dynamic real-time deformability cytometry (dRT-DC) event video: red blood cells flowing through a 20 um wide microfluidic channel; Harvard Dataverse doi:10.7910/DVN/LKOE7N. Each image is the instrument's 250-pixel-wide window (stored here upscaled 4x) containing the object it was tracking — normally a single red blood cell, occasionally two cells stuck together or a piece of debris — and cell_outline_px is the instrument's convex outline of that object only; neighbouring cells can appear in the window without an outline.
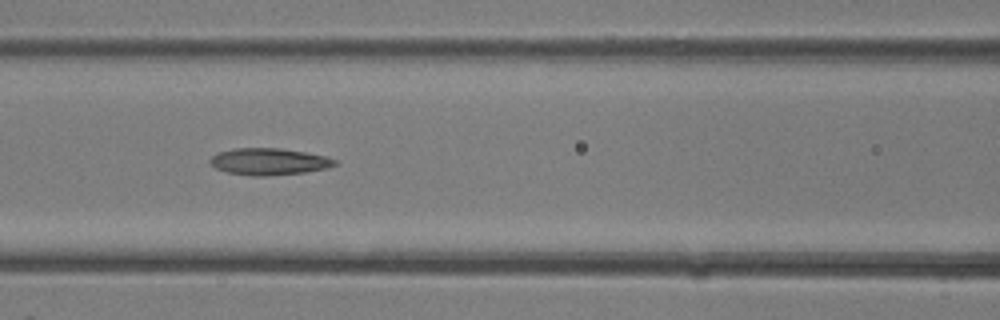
{"species": "common noctule bat (a hibernating species)", "species_latin": "Nyctalus noctula", "temperature_condition": "room temperature", "stored_images_in_passage": 26, "camera_frame_rate_fps": 3000, "um_per_image_px": 0.085, "animal": {"sex": "female"}, "frame": {"image": 1, "passage_image": 8, "time_ms": 2.333, "image_size_px": [1000, 320], "cell_outline_px": [[340, 164], [328, 168], [304, 172], [264, 176], [252, 176], [228, 172], [216, 168], [208, 160], [212, 156], [220, 152], [236, 148], [280, 148], [328, 156], [336, 160]], "centroid_in_image_um": [22.92, 13.73], "position_along_channel_um": 143.7, "area_um2": 19.42}}
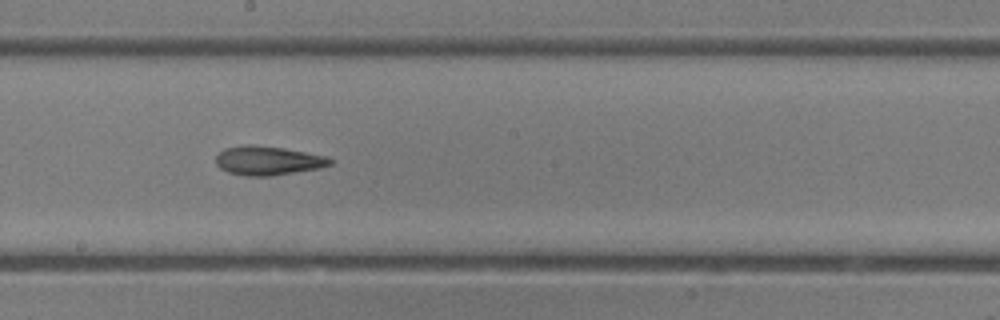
{"frame": {"image": 2, "passage_image": 12, "time_ms": 3.667, "image_size_px": [1000, 320], "cell_outline_px": [[332, 164], [320, 168], [272, 176], [244, 176], [228, 172], [220, 168], [216, 164], [216, 156], [224, 148], [248, 144], [252, 144], [284, 148], [324, 156], [332, 160]], "centroid_in_image_um": [22.74, 13.65], "position_along_channel_um": 225.5, "area_um2": 19.31}}